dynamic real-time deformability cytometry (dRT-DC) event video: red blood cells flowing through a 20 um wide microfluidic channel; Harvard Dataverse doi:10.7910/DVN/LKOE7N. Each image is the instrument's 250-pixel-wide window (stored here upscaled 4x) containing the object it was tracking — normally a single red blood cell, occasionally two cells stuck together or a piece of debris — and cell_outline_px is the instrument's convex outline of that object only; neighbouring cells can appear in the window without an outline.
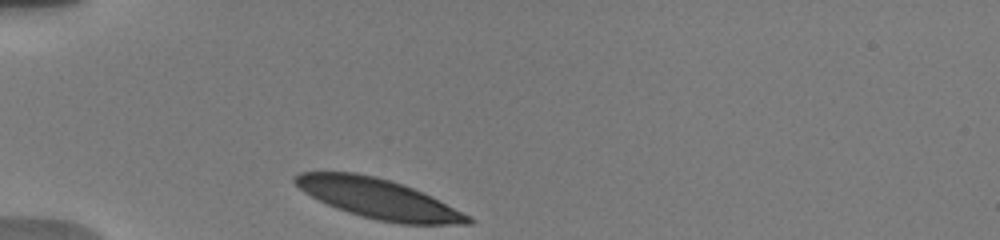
{"species": "human", "species_latin": "Homo sapiens", "temperature_condition": "warm", "stored_images_in_passage": 40, "camera_frame_rate_fps": 3000, "um_per_image_px": 0.085, "donor": {"sex": "male"}, "frame": {"image": 1, "passage_image": 1, "time_ms": 0.0, "image_size_px": [1000, 240], "cell_outline_px": [[476, 220], [472, 224], [400, 224], [376, 220], [348, 212], [336, 208], [304, 192], [292, 180], [292, 176], [300, 172], [356, 172], [388, 180], [412, 188], [432, 196]], "centroid_in_image_um": [32.16, 16.89], "position_along_channel_um": 52.8, "area_um2": 39.59}}
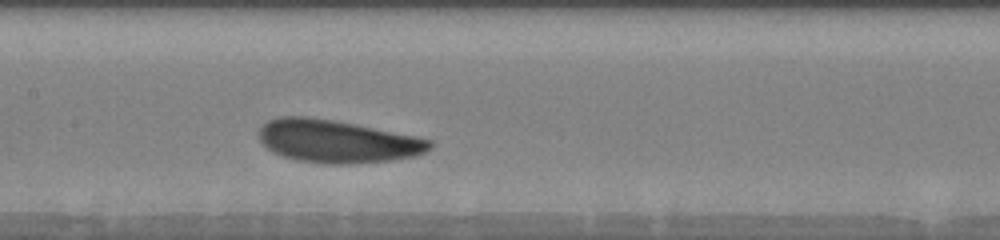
{"frame": {"image": 2, "passage_image": 17, "time_ms": 4.0, "image_size_px": [1000, 240], "cell_outline_px": [[432, 148], [416, 156], [392, 160], [352, 164], [324, 164], [296, 160], [272, 152], [260, 140], [260, 128], [268, 120], [280, 116], [308, 116], [336, 120], [416, 136], [432, 140]], "centroid_in_image_um": [28.68, 12.01], "position_along_channel_um": 178.7, "area_um2": 42.77}}
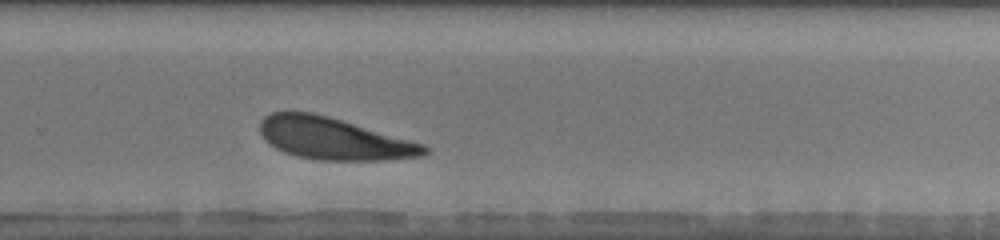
{"frame": {"image": 3, "passage_image": 27, "time_ms": 7.333, "image_size_px": [1000, 240], "cell_outline_px": [[428, 152], [420, 156], [384, 160], [312, 160], [296, 156], [284, 152], [268, 144], [264, 140], [260, 132], [260, 120], [264, 116], [272, 112], [312, 112], [328, 116], [424, 144], [428, 148]], "centroid_in_image_um": [28.31, 11.79], "position_along_channel_um": 301.5, "area_um2": 40.06}, "authors_computed_cell_mechanics": {"area_um2": 41.1825, "velocity_mm_per_s": 3.693, "shape_relaxation_time_tau1_ms": 3.0475, "shape_relaxation_time_tau2_ms": 2.2927, "deformation_change_tau1": 0.1361, "deformation_change_tau2": 0.0864}}